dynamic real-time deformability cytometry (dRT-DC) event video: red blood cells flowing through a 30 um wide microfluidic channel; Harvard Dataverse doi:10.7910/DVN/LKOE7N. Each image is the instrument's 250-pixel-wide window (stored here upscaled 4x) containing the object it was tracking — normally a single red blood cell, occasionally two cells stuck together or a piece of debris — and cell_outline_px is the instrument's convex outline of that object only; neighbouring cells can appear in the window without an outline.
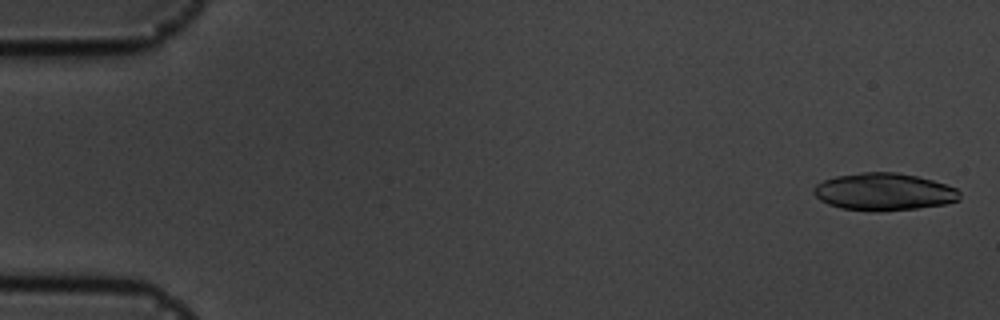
{"species": "common noctule bat (a hibernating species)", "species_latin": "Nyctalus noctula", "temperature_condition": "cold", "stored_images_in_passage": 20, "camera_frame_rate_fps": 3000, "um_per_image_px": 0.085, "animal": {"sex": "male", "body_mass_g": 19.5, "forearm_length_mm": 54.6}, "frame": {"image": 1, "passage_image": 1, "time_ms": 0.0, "image_size_px": [1000, 320], "cell_outline_px": [[960, 200], [944, 204], [916, 208], [876, 212], [840, 208], [828, 204], [820, 200], [812, 192], [812, 188], [816, 184], [824, 180], [836, 176], [860, 172], [896, 172], [916, 176], [932, 180], [956, 188], [960, 192]], "centroid_in_image_um": [75.1, 16.3], "position_along_channel_um": 9.9, "area_um2": 31.85}}